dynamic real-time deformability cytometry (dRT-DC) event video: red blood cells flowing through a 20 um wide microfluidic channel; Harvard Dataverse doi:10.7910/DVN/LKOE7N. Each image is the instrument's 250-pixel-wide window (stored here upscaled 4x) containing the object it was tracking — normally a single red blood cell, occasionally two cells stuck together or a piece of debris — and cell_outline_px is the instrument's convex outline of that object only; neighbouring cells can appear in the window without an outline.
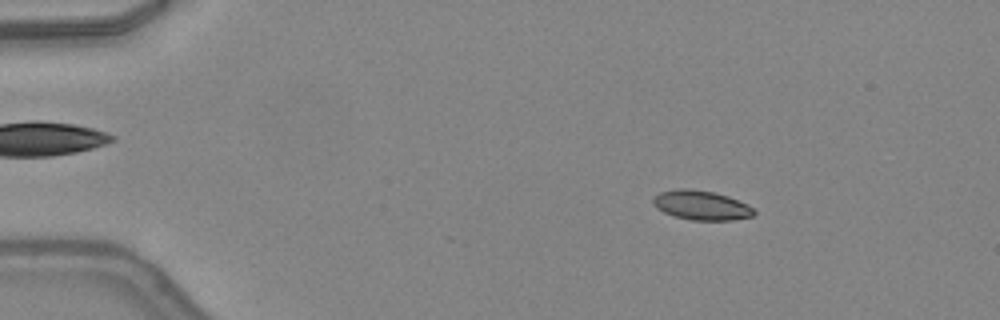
{"species": "common noctule bat (a hibernating species)", "species_latin": "Nyctalus noctula", "temperature_condition": "warm", "stored_images_in_passage": 44, "camera_frame_rate_fps": 3000, "um_per_image_px": 0.085, "animal": {"sex": "female", "body_mass_g": 24.6, "forearm_length_mm": 56.2}, "frame": {"image": 1, "passage_image": 3, "time_ms": 0.667, "image_size_px": [1000, 320], "cell_outline_px": [[756, 212], [752, 216], [732, 220], [692, 220], [672, 216], [656, 208], [652, 204], [652, 200], [660, 192], [676, 188], [688, 188], [712, 192], [728, 196], [748, 204]], "centroid_in_image_um": [59.59, 17.45], "position_along_channel_um": 25.4, "area_um2": 17.34}}
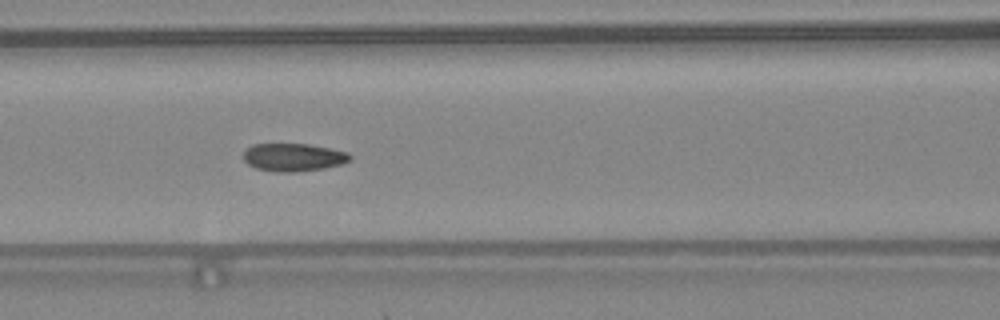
{"frame": {"image": 2, "passage_image": 17, "time_ms": 5.333, "image_size_px": [1000, 320], "cell_outline_px": [[352, 160], [344, 164], [324, 168], [300, 172], [276, 172], [256, 168], [248, 164], [244, 160], [244, 152], [252, 144], [308, 144], [348, 152], [352, 156]], "centroid_in_image_um": [24.98, 13.38], "position_along_channel_um": 141.6, "area_um2": 17.46}}
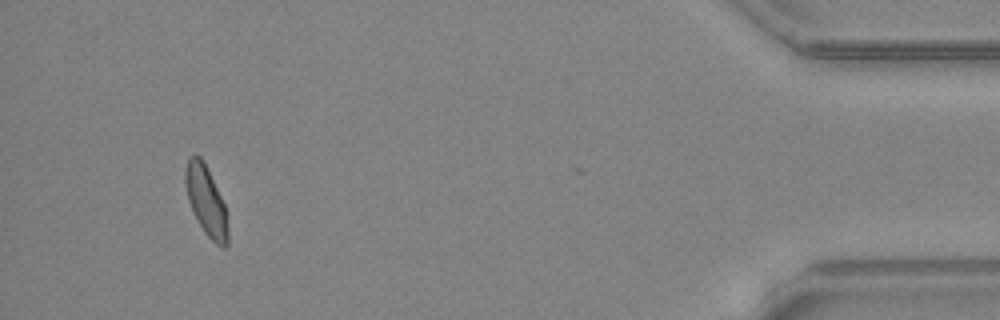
{"frame": {"image": 3, "passage_image": 41, "time_ms": 13.333, "image_size_px": [1000, 320], "cell_outline_px": [[228, 244], [224, 248], [216, 244], [204, 232], [188, 200], [184, 184], [184, 168], [188, 156], [200, 156], [224, 204], [228, 228]], "centroid_in_image_um": [17.49, 17.08], "position_along_channel_um": 417.7, "area_um2": 16.82}, "authors_computed_cell_mechanics": {"area_um2": 17.4267, "velocity_mm_per_s": 4.3083, "shape_relaxation_time_tau1_ms": 5.1707, "shape_relaxation_time_tau2_ms": 1.0018, "deformation_change_tau1": 0.1526, "deformation_change_tau2": 0.0612}}